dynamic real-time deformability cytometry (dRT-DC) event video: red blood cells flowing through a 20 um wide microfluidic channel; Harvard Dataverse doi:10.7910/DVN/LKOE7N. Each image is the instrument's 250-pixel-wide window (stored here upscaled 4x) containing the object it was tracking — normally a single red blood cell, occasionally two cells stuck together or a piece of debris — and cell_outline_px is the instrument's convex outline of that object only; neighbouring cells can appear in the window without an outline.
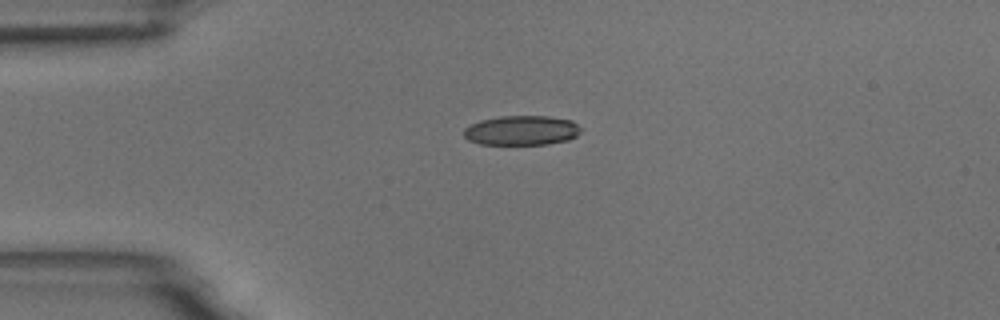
{"species": "common noctule bat (a hibernating species)", "species_latin": "Nyctalus noctula", "temperature_condition": "room temperature", "stored_images_in_passage": 4, "camera_frame_rate_fps": 3000, "um_per_image_px": 0.085, "animal": {"sex": "male", "body_mass_g": 18.8}, "frame": {"image": 1, "passage_image": 1, "time_ms": 0.0, "image_size_px": [1000, 320], "cell_outline_px": [[584, 128], [576, 136], [568, 140], [548, 144], [480, 144], [468, 140], [464, 136], [464, 128], [480, 120], [500, 116], [548, 116], [572, 120]], "centroid_in_image_um": [44.37, 11.08], "position_along_channel_um": 40.6, "area_um2": 20.35}}